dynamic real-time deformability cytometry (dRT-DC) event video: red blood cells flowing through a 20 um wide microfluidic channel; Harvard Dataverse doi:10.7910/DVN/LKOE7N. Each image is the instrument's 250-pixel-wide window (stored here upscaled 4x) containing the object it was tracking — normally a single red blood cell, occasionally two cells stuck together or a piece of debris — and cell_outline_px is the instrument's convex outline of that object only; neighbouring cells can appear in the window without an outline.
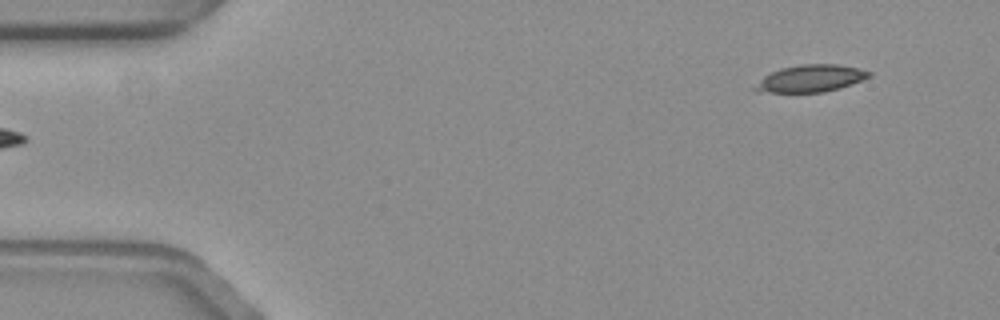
{"species": "common noctule bat (a hibernating species)", "species_latin": "Nyctalus noctula", "temperature_condition": "warm", "stored_images_in_passage": 11, "camera_frame_rate_fps": 3000, "um_per_image_px": 0.085, "animal": {"sex": "female", "body_mass_g": 19.3, "forearm_length_mm": 54.1}, "frame": {"image": 1, "passage_image": 1, "time_ms": 0.0, "image_size_px": [1000, 320], "cell_outline_px": [[872, 76], [852, 84], [840, 88], [824, 92], [756, 92], [752, 88], [764, 76], [780, 68], [800, 64], [840, 64], [860, 68], [872, 72]], "centroid_in_image_um": [68.94, 6.66], "position_along_channel_um": 16.1, "area_um2": 18.15}}